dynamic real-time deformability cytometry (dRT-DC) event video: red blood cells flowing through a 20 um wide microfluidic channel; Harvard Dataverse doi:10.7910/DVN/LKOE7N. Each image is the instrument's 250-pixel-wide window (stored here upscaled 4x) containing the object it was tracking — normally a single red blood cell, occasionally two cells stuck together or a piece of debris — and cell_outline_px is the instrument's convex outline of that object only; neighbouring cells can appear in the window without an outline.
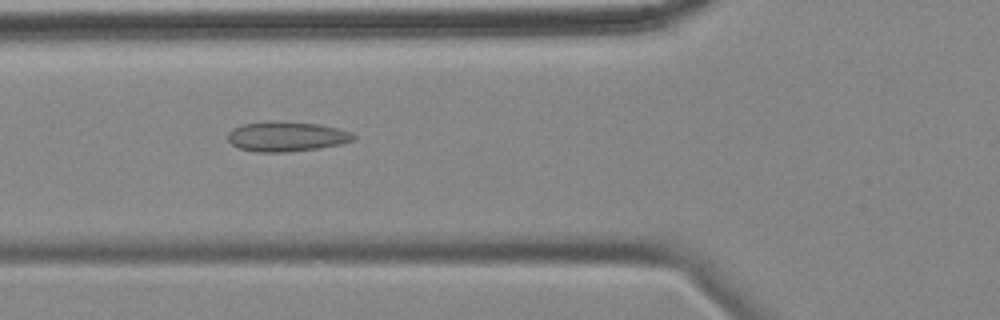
{"species": "common noctule bat (a hibernating species)", "species_latin": "Nyctalus noctula", "temperature_condition": "cold", "stored_images_in_passage": 45, "camera_frame_rate_fps": 3000, "um_per_image_px": 0.085, "animal": {"sex": "female", "body_mass_g": 18.4}, "frame": {"image": 1, "passage_image": 8, "time_ms": 2.333, "image_size_px": [1000, 320], "cell_outline_px": [[356, 140], [340, 144], [320, 148], [284, 152], [256, 152], [240, 148], [232, 144], [228, 140], [228, 132], [232, 128], [244, 124], [320, 124], [340, 128], [352, 132], [356, 136]], "centroid_in_image_um": [24.43, 11.65], "position_along_channel_um": 101.4, "area_um2": 21.04}}
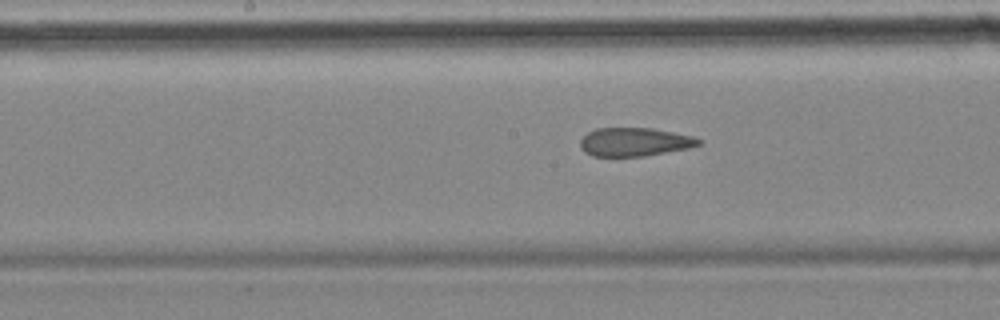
{"frame": {"image": 2, "passage_image": 16, "time_ms": 5.0, "image_size_px": [1000, 320], "cell_outline_px": [[700, 144], [688, 148], [644, 156], [592, 156], [584, 152], [580, 148], [580, 140], [588, 132], [596, 128], [652, 128], [692, 136], [700, 140]], "centroid_in_image_um": [53.88, 12.06], "position_along_channel_um": 194.3, "area_um2": 19.54}}
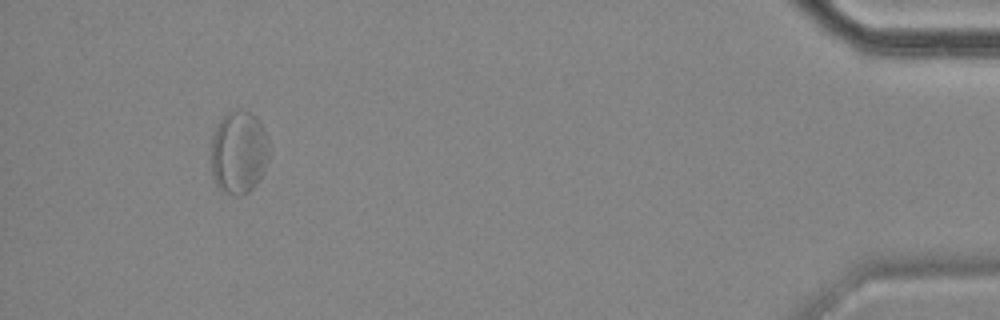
{"frame": {"image": 3, "passage_image": 41, "time_ms": 13.333, "image_size_px": [1000, 320], "cell_outline_px": [[268, 156], [260, 176], [256, 184], [248, 192], [240, 196], [224, 192], [216, 184], [212, 176], [212, 136], [220, 120], [228, 112], [248, 112], [256, 116], [268, 140]], "centroid_in_image_um": [20.27, 12.98], "position_along_channel_um": 414.9, "area_um2": 27.4}, "authors_computed_cell_mechanics": {"area_um2": 21.5594, "velocity_mm_per_s": 3.4908, "shape_relaxation_time_tau1_ms": null, "shape_relaxation_time_tau2_ms": 3.5571, "deformation_change_tau1": null, "deformation_change_tau2": 0.105}}